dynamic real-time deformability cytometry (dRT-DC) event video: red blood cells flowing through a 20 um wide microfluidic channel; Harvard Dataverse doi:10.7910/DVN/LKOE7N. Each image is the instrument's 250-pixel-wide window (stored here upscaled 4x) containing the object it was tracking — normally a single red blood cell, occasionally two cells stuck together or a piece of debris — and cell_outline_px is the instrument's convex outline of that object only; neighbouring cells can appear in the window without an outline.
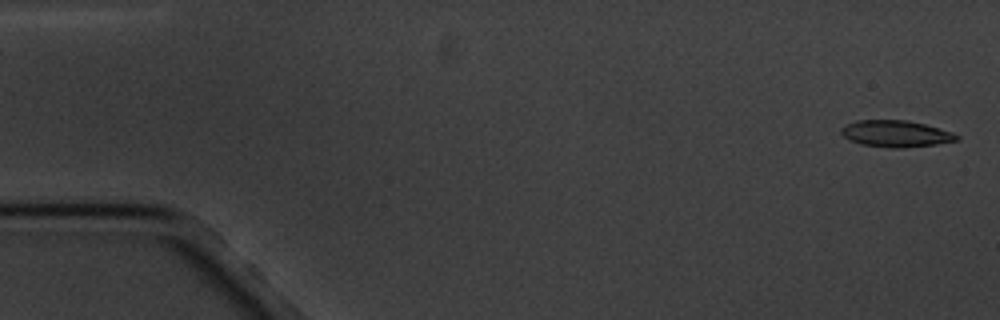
{"species": "common noctule bat (a hibernating species)", "species_latin": "Nyctalus noctula", "temperature_condition": "cold", "stored_images_in_passage": 4, "camera_frame_rate_fps": 3000, "um_per_image_px": 0.085, "animal": {"sex": "male", "body_mass_g": 20.1, "forearm_length_mm": 53.5}, "frame": {"image": 1, "passage_image": 1, "time_ms": 0.0, "image_size_px": [1000, 320], "cell_outline_px": [[960, 140], [936, 144], [900, 148], [892, 148], [860, 144], [844, 136], [840, 132], [840, 128], [856, 120], [908, 120], [924, 124], [952, 132], [960, 136]], "centroid_in_image_um": [76.16, 11.36], "position_along_channel_um": 8.8, "area_um2": 17.8}}
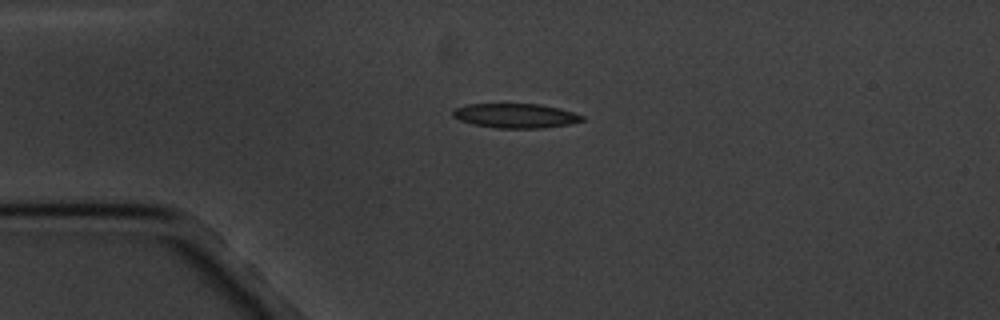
{"frame": {"image": 2, "passage_image": 4, "time_ms": 4.0, "image_size_px": [1000, 320], "cell_outline_px": [[584, 120], [568, 124], [544, 128], [496, 128], [472, 124], [460, 120], [452, 116], [452, 112], [456, 108], [468, 104], [540, 104], [560, 108], [584, 116]], "centroid_in_image_um": [43.82, 9.84], "position_along_channel_um": 41.2, "area_um2": 18.38}}